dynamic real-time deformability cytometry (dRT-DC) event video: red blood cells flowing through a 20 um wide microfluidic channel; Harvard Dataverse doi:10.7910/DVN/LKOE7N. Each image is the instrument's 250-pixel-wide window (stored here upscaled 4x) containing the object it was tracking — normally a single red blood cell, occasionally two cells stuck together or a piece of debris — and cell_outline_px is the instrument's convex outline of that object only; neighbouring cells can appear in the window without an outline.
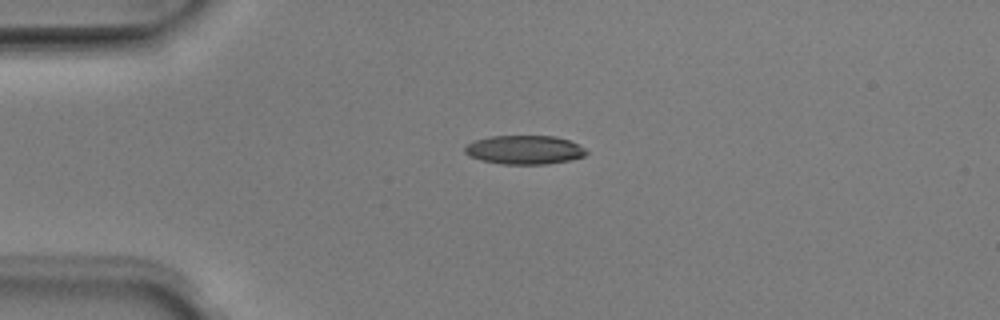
{"species": "Egyptian fruit bat (a non-hibernating species)", "species_latin": "Rousettus aegyptiacus", "temperature_condition": "room temperature", "stored_images_in_passage": 11, "camera_frame_rate_fps": 3000, "um_per_image_px": 0.085, "animal": {"sex": "male"}, "frame": {"image": 1, "passage_image": 1, "time_ms": 0.0, "image_size_px": [1000, 320], "cell_outline_px": [[588, 152], [584, 156], [568, 160], [548, 164], [500, 164], [480, 160], [468, 156], [464, 152], [464, 148], [472, 140], [488, 136], [556, 136], [568, 140], [584, 148]], "centroid_in_image_um": [44.52, 12.73], "position_along_channel_um": 40.5, "area_um2": 20.52}}
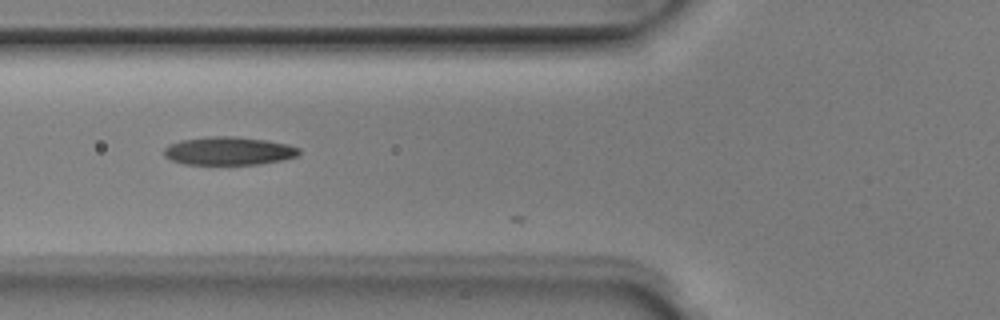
{"frame": {"image": 2, "passage_image": 8, "time_ms": 2.333, "image_size_px": [1000, 320], "cell_outline_px": [[300, 156], [260, 164], [184, 164], [172, 160], [164, 156], [164, 148], [168, 144], [180, 140], [208, 136], [236, 136], [268, 140], [288, 144], [300, 148]], "centroid_in_image_um": [19.45, 12.82], "position_along_channel_um": 106.3, "area_um2": 22.43}}